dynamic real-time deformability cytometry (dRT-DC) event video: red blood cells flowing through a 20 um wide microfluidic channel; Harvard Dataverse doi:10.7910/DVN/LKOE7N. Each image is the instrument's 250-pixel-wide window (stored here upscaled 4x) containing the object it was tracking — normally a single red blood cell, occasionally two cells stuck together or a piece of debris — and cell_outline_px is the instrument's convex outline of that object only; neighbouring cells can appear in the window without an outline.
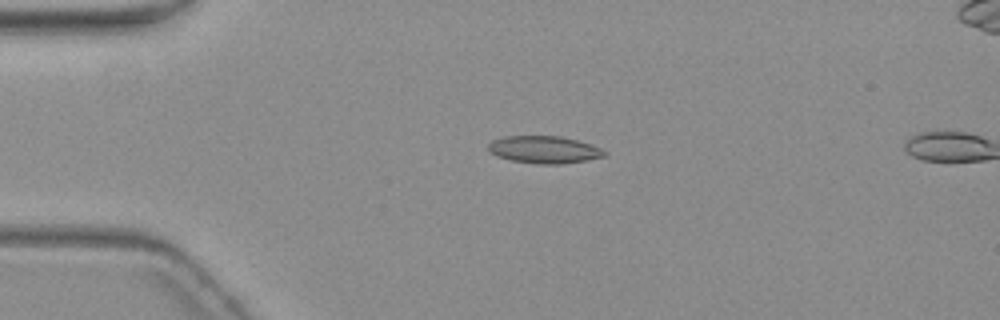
{"species": "common noctule bat (a hibernating species)", "species_latin": "Nyctalus noctula", "temperature_condition": "warm", "stored_images_in_passage": 2, "camera_frame_rate_fps": 3000, "um_per_image_px": 0.085, "animal": {"sex": "female", "body_mass_g": 19.3, "forearm_length_mm": 54.1}, "frame": {"image": 1, "passage_image": 1, "time_ms": 0.0, "image_size_px": [1000, 320], "cell_outline_px": [[608, 152], [604, 156], [588, 160], [560, 164], [540, 164], [512, 160], [496, 156], [488, 152], [488, 144], [492, 140], [504, 136], [560, 136], [592, 144]], "centroid_in_image_um": [46.24, 12.71], "position_along_channel_um": 38.8, "area_um2": 18.55}}